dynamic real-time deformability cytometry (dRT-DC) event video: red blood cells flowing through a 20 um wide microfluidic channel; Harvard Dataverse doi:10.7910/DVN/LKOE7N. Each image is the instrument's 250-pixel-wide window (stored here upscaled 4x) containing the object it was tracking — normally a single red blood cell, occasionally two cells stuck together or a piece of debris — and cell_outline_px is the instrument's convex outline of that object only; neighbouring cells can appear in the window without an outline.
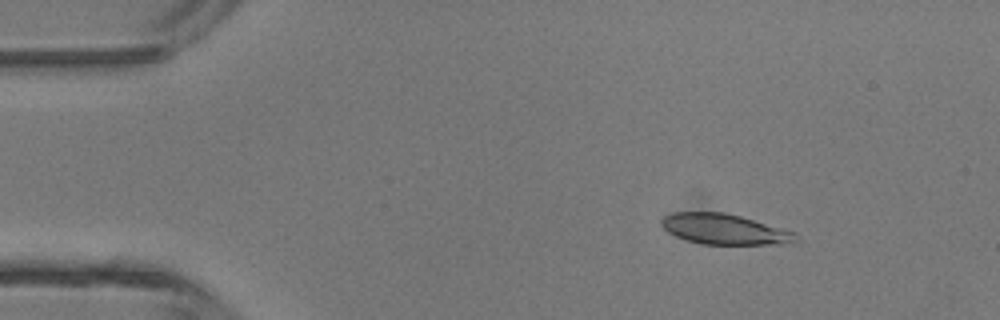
{"species": "common noctule bat (a hibernating species)", "species_latin": "Nyctalus noctula", "temperature_condition": "room temperature", "stored_images_in_passage": 6, "camera_frame_rate_fps": 3000, "um_per_image_px": 0.085, "animal": {"sex": "male", "body_mass_g": 13.3}, "frame": {"image": 1, "passage_image": 1, "time_ms": 0.0, "image_size_px": [1000, 320], "cell_outline_px": [[800, 240], [792, 244], [704, 244], [688, 240], [676, 236], [668, 232], [660, 224], [660, 220], [664, 216], [672, 212], [724, 212], [740, 216], [796, 232]], "centroid_in_image_um": [61.61, 19.48], "position_along_channel_um": 23.4, "area_um2": 23.93}}